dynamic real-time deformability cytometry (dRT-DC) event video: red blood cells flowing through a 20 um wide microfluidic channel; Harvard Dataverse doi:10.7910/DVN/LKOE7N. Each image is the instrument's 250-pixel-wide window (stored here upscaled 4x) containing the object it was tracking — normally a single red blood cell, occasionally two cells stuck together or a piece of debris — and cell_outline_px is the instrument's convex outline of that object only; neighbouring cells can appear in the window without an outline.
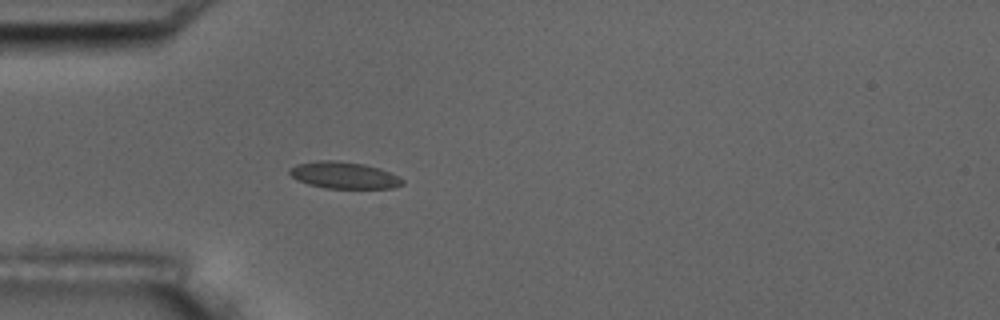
{"species": "common noctule bat (a hibernating species)", "species_latin": "Nyctalus noctula", "temperature_condition": "room temperature", "stored_images_in_passage": 1, "camera_frame_rate_fps": 3000, "um_per_image_px": 0.085, "animal": {"sex": "male", "body_mass_g": 17.5, "forearm_length_mm": 52.3}, "frame": {"image": 1, "passage_image": 1, "time_ms": 0.0, "image_size_px": [1000, 320], "cell_outline_px": [[404, 184], [392, 188], [324, 188], [308, 184], [292, 176], [288, 172], [288, 168], [296, 164], [320, 160], [336, 160], [364, 164], [380, 168], [404, 180]], "centroid_in_image_um": [29.22, 14.89], "position_along_channel_um": 55.8, "area_um2": 17.51}}